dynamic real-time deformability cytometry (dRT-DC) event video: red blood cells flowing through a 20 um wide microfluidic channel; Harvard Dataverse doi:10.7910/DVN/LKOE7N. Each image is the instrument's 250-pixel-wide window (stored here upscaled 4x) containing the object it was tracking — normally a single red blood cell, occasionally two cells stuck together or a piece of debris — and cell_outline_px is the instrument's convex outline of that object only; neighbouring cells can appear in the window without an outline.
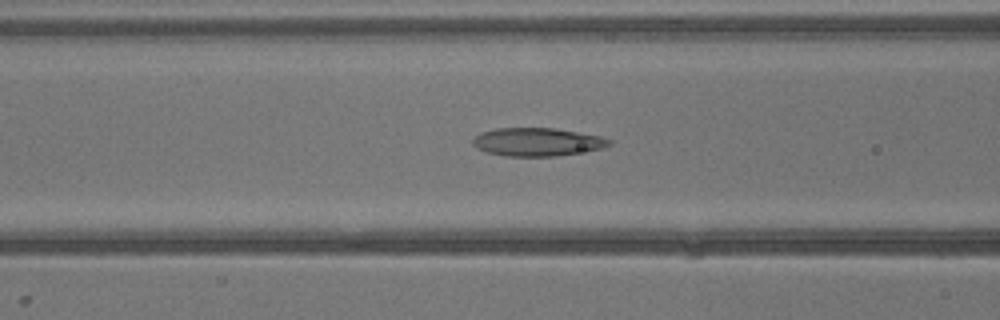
{"species": "common noctule bat (a hibernating species)", "species_latin": "Nyctalus noctula", "temperature_condition": "warm", "stored_images_in_passage": 8, "camera_frame_rate_fps": 3000, "um_per_image_px": 0.085, "animal": {"sex": "male", "body_mass_g": 13.3}, "frame": {"image": 1, "passage_image": 6, "time_ms": 1.667, "image_size_px": [1000, 320], "cell_outline_px": [[612, 144], [600, 148], [556, 156], [504, 156], [488, 152], [476, 148], [472, 144], [472, 140], [480, 132], [496, 128], [552, 128], [600, 136], [612, 140]], "centroid_in_image_um": [45.62, 12.06], "position_along_channel_um": 121.0, "area_um2": 22.2}}